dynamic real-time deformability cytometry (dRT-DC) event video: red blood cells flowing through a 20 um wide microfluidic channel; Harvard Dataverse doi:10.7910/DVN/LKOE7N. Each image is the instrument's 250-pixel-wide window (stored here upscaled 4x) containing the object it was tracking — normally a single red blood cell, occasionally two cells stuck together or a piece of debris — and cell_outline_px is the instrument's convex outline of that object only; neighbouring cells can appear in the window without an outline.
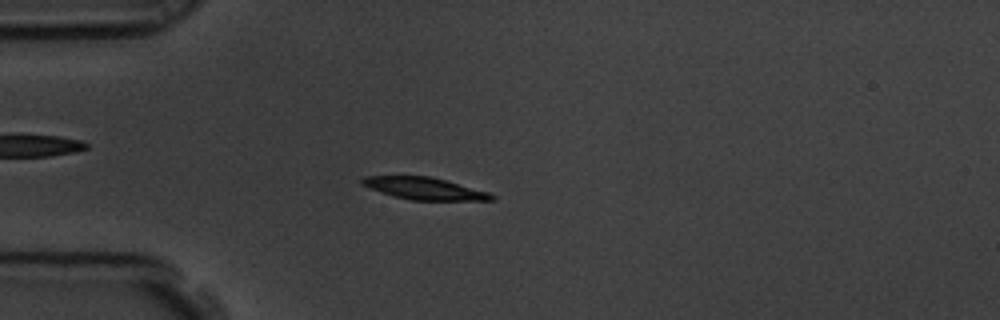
{"species": "common noctule bat (a hibernating species)", "species_latin": "Nyctalus noctula", "temperature_condition": "room temperature", "stored_images_in_passage": 57, "camera_frame_rate_fps": 3000, "um_per_image_px": 0.085, "animal": {"sex": "male", "body_mass_g": 19.5, "forearm_length_mm": 54.6}, "frame": {"image": 1, "passage_image": 15, "time_ms": 4.667, "image_size_px": [1000, 320], "cell_outline_px": [[496, 200], [412, 200], [392, 196], [380, 192], [360, 184], [360, 180], [364, 176], [428, 176], [444, 180], [488, 192], [496, 196]], "centroid_in_image_um": [36.04, 16.03], "position_along_channel_um": 49.0, "area_um2": 16.53}}
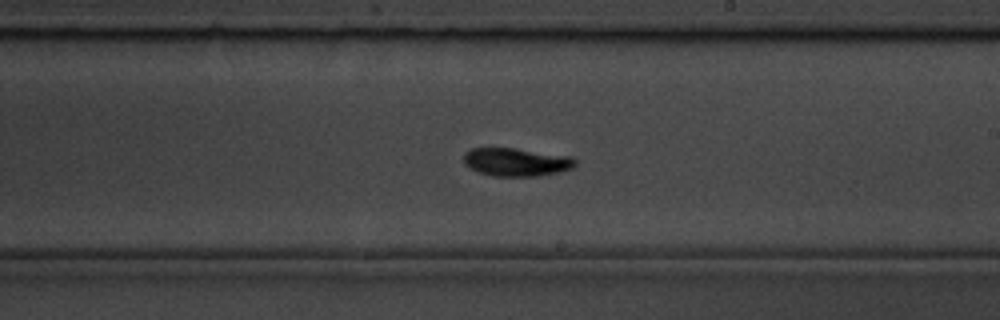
{"frame": {"image": 2, "passage_image": 33, "time_ms": 10.667, "image_size_px": [1000, 320], "cell_outline_px": [[576, 164], [572, 168], [560, 172], [536, 176], [492, 176], [480, 172], [464, 164], [464, 152], [472, 148], [516, 148], [572, 156], [576, 160]], "centroid_in_image_um": [43.91, 13.76], "position_along_channel_um": 245.1, "area_um2": 18.38}}
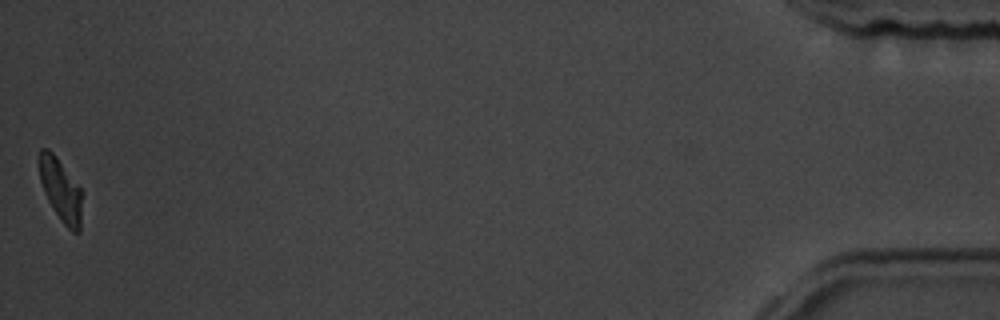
{"frame": {"image": 3, "passage_image": 57, "time_ms": 18.667, "image_size_px": [1000, 320], "cell_outline_px": [[80, 232], [72, 232], [60, 220], [48, 200], [44, 192], [40, 180], [40, 148], [48, 148], [56, 156], [80, 188]], "centroid_in_image_um": [5.14, 16.15], "position_along_channel_um": 430.1, "area_um2": 15.09}, "authors_computed_cell_mechanics": {"area_um2": 17.34, "velocity_mm_per_s": 3.5155, "shape_relaxation_time_tau1_ms": 3.3152, "shape_relaxation_time_tau2_ms": 4.1757, "deformation_change_tau1": 0.1332, "deformation_change_tau2": 0.0859}}